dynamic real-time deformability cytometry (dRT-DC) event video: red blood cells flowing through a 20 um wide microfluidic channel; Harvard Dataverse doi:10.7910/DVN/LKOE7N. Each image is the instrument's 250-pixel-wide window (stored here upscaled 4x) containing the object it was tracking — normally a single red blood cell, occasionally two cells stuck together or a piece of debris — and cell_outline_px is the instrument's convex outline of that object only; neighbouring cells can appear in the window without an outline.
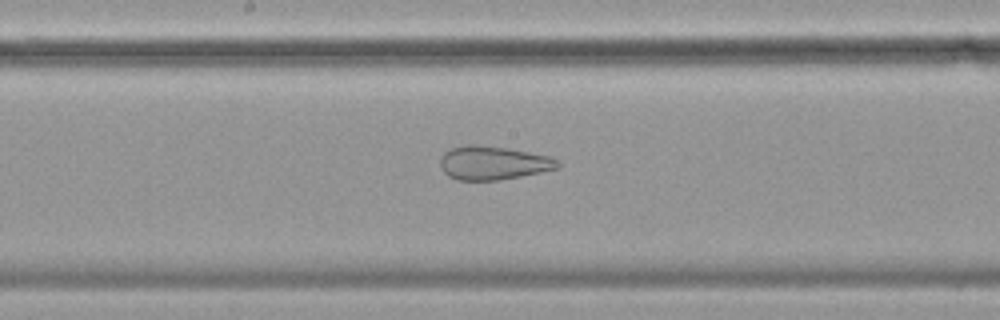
{"species": "common noctule bat (a hibernating species)", "species_latin": "Nyctalus noctula", "temperature_condition": "cold", "stored_images_in_passage": 46, "camera_frame_rate_fps": 3000, "um_per_image_px": 0.085, "animal": {"sex": "female", "body_mass_g": 19.9}, "frame": {"image": 1, "passage_image": 19, "time_ms": 6.0, "image_size_px": [1000, 320], "cell_outline_px": [[560, 168], [500, 180], [456, 180], [448, 176], [444, 172], [440, 164], [440, 160], [444, 152], [452, 148], [468, 144], [476, 144], [508, 148], [552, 156], [560, 164]], "centroid_in_image_um": [41.92, 13.84], "position_along_channel_um": 206.3, "area_um2": 23.12}}
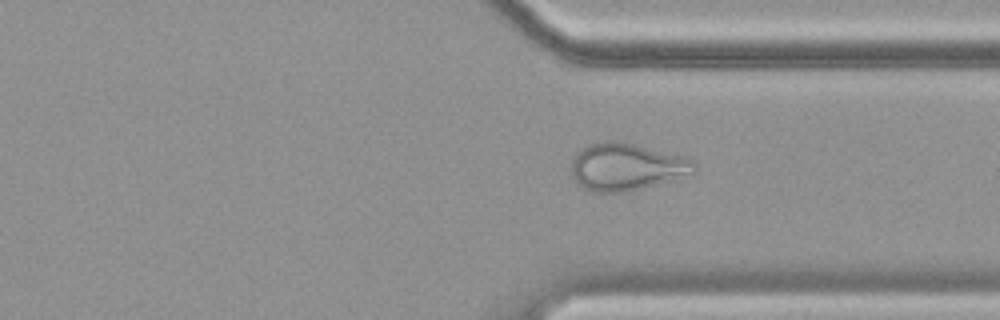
{"frame": {"image": 2, "passage_image": 32, "time_ms": 10.333, "image_size_px": [1000, 320], "cell_outline_px": [[696, 172], [640, 188], [624, 192], [588, 192], [572, 176], [568, 168], [572, 156], [576, 152], [588, 144], [612, 140], [620, 140], [688, 156], [696, 164]], "centroid_in_image_um": [53.2, 14.14], "position_along_channel_um": 358.2, "area_um2": 34.33}}
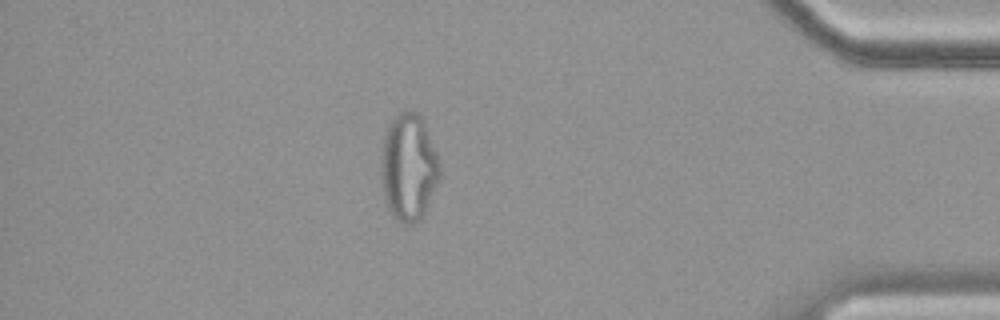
{"frame": {"image": 3, "passage_image": 39, "time_ms": 12.667, "image_size_px": [1000, 320], "cell_outline_px": [[440, 180], [420, 220], [412, 224], [400, 224], [392, 216], [384, 200], [380, 176], [380, 164], [384, 136], [388, 124], [404, 108], [416, 112], [424, 120], [436, 152], [440, 164]], "centroid_in_image_um": [34.72, 14.23], "position_along_channel_um": 400.5, "area_um2": 37.22}}